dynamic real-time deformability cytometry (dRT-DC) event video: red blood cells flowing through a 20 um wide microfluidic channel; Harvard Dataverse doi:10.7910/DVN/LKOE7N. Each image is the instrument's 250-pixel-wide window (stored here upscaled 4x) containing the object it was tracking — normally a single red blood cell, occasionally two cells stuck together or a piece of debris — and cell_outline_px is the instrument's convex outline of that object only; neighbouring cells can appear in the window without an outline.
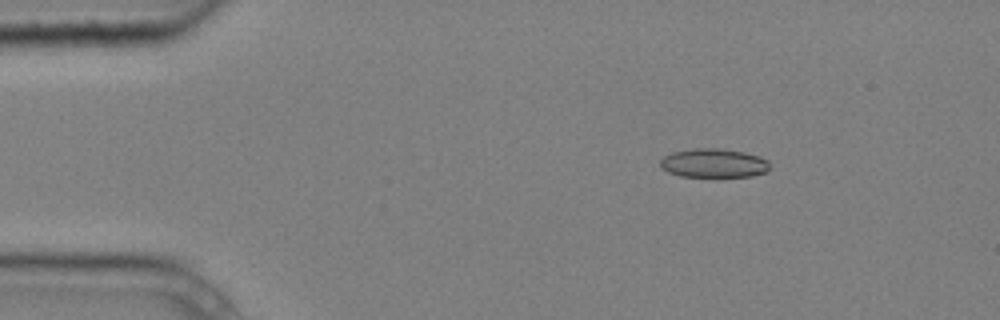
{"species": "common noctule bat (a hibernating species)", "species_latin": "Nyctalus noctula", "temperature_condition": "cold", "stored_images_in_passage": 6, "camera_frame_rate_fps": 3000, "um_per_image_px": 0.085, "animal": {"sex": "male", "body_mass_g": 20.4}, "frame": {"image": 1, "passage_image": 3, "time_ms": 0.667, "image_size_px": [1000, 320], "cell_outline_px": [[772, 168], [768, 172], [752, 176], [680, 176], [668, 172], [660, 168], [660, 160], [664, 156], [672, 152], [696, 148], [716, 148], [744, 152], [760, 156], [768, 160]], "centroid_in_image_um": [60.7, 13.86], "position_along_channel_um": 24.3, "area_um2": 18.61}}